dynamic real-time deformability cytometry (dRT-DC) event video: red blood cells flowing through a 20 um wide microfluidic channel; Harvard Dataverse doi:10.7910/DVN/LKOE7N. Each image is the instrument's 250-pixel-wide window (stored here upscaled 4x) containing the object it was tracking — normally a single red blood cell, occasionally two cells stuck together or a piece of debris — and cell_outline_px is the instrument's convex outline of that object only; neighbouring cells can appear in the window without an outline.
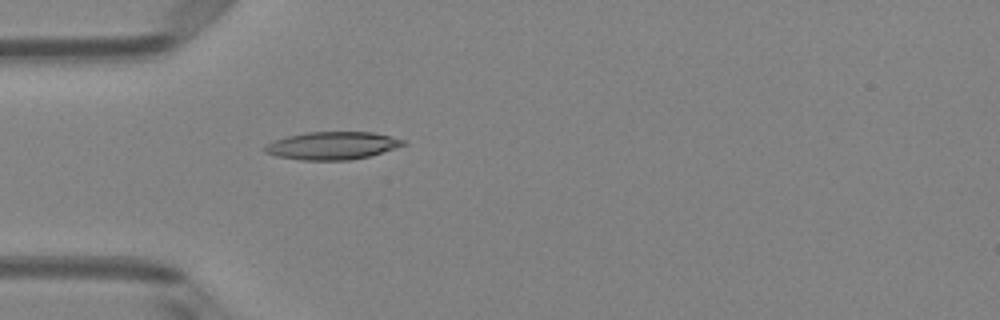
{"species": "Egyptian fruit bat (a non-hibernating species)", "species_latin": "Rousettus aegyptiacus", "temperature_condition": "room temperature", "stored_images_in_passage": 36, "camera_frame_rate_fps": 3000, "um_per_image_px": 0.085, "animal": {"sex": "female"}, "frame": {"image": 1, "passage_image": 1, "time_ms": 0.0, "image_size_px": [1000, 320], "cell_outline_px": [[408, 144], [396, 148], [368, 156], [348, 160], [300, 160], [276, 156], [264, 152], [264, 144], [288, 136], [308, 132], [372, 132], [404, 140]], "centroid_in_image_um": [28.22, 12.38], "position_along_channel_um": 56.8, "area_um2": 22.25}}
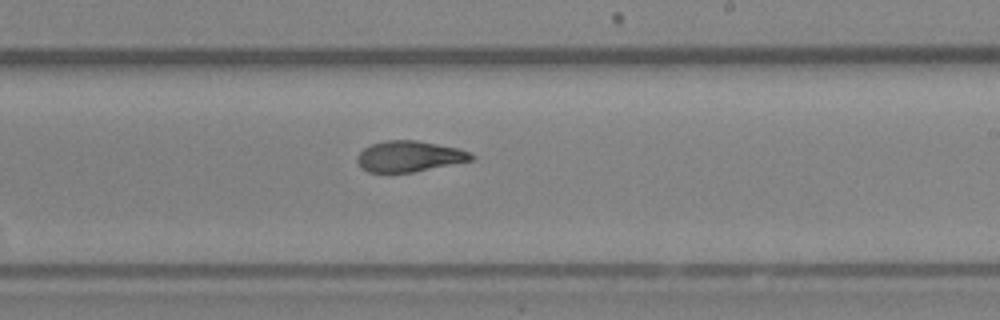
{"frame": {"image": 2, "passage_image": 16, "time_ms": 5.0, "image_size_px": [1000, 320], "cell_outline_px": [[476, 156], [472, 160], [412, 172], [368, 172], [360, 168], [356, 160], [356, 156], [364, 148], [372, 144], [384, 140], [416, 140], [460, 148]], "centroid_in_image_um": [34.76, 13.28], "position_along_channel_um": 254.2, "area_um2": 20.52}}
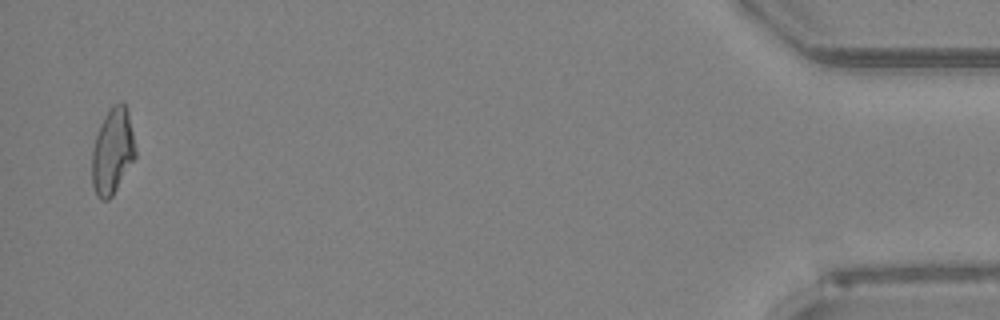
{"frame": {"image": 3, "passage_image": 35, "time_ms": 11.333, "image_size_px": [1000, 320], "cell_outline_px": [[136, 156], [112, 196], [108, 200], [100, 200], [96, 196], [92, 184], [92, 148], [100, 124], [104, 116], [112, 104], [120, 100], [128, 108], [136, 152]], "centroid_in_image_um": [9.56, 12.83], "position_along_channel_um": 425.6, "area_um2": 21.91}, "authors_computed_cell_mechanics": {"area_um2": 21.2126, "velocity_mm_per_s": 4.0587, "shape_relaxation_time_tau1_ms": 6.2666, "shape_relaxation_time_tau2_ms": 1.97, "deformation_change_tau1": 0.2253, "deformation_change_tau2": 0.0978}}